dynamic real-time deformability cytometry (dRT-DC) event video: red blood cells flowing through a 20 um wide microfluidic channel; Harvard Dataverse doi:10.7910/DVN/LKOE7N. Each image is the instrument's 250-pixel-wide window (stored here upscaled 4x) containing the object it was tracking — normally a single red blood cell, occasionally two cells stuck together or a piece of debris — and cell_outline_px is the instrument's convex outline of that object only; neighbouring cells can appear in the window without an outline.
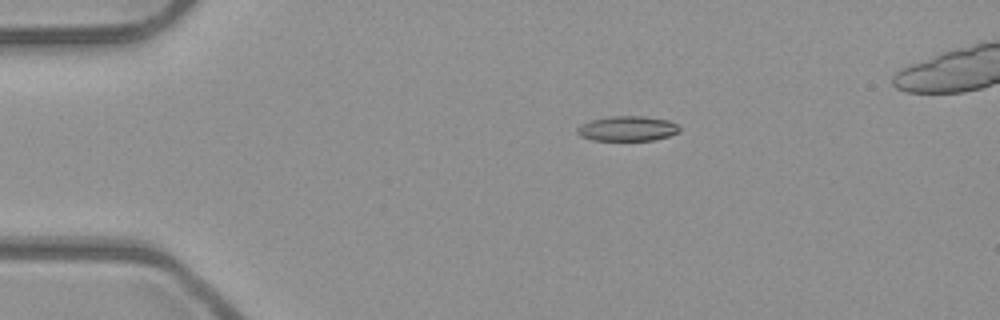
{"species": "common noctule bat (a hibernating species)", "species_latin": "Nyctalus noctula", "temperature_condition": "room temperature", "stored_images_in_passage": 4, "camera_frame_rate_fps": 3000, "um_per_image_px": 0.085, "animal": {"sex": "male", "body_mass_g": 23.1, "forearm_length_mm": 52.7}, "frame": {"image": 1, "passage_image": 1, "time_ms": 0.0, "image_size_px": [1000, 320], "cell_outline_px": [[680, 132], [668, 136], [652, 140], [592, 140], [580, 136], [576, 132], [576, 128], [580, 124], [592, 120], [612, 116], [644, 116], [668, 120], [676, 124], [680, 128]], "centroid_in_image_um": [53.31, 10.93], "position_along_channel_um": 31.7, "area_um2": 14.85}}
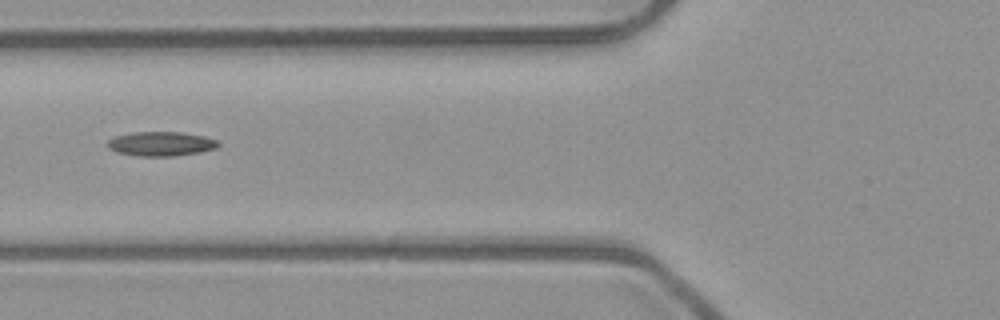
{"frame": {"image": 2, "passage_image": 4, "time_ms": 1.0, "image_size_px": [1000, 320], "cell_outline_px": [[220, 144], [216, 148], [200, 152], [172, 156], [140, 156], [116, 152], [108, 148], [108, 140], [116, 136], [132, 132], [180, 132], [204, 136], [216, 140]], "centroid_in_image_um": [13.68, 12.22], "position_along_channel_um": 112.1, "area_um2": 15.61}}